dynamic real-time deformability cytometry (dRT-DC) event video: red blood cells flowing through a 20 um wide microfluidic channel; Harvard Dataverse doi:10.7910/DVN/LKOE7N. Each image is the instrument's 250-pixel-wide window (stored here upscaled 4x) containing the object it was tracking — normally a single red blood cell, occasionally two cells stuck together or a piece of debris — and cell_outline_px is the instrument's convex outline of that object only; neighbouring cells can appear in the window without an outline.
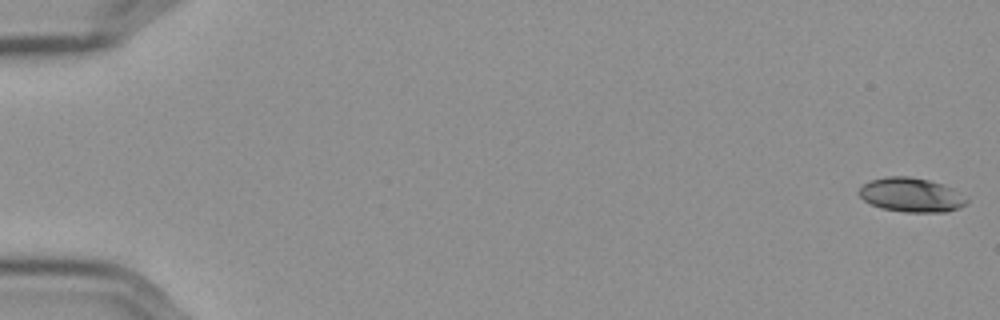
{"species": "Egyptian fruit bat (a non-hibernating species)", "species_latin": "Rousettus aegyptiacus", "temperature_condition": "cold", "stored_images_in_passage": 17, "camera_frame_rate_fps": 3000, "um_per_image_px": 0.085, "frame": {"image": 1, "passage_image": 1, "time_ms": 0.0, "image_size_px": [1000, 320], "cell_outline_px": [[968, 200], [964, 204], [956, 208], [944, 212], [908, 212], [884, 208], [872, 204], [864, 200], [860, 196], [860, 188], [868, 180], [884, 176], [908, 176], [928, 180], [944, 184], [952, 188]], "centroid_in_image_um": [77.42, 16.54], "position_along_channel_um": 7.6, "area_um2": 21.1}}
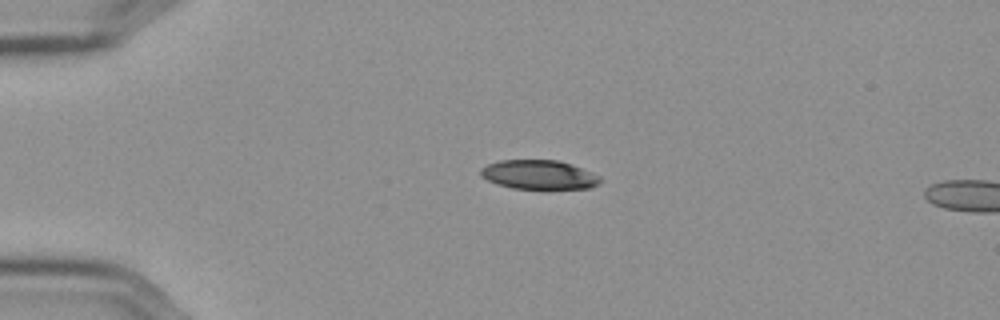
{"frame": {"image": 2, "passage_image": 14, "time_ms": 4.333, "image_size_px": [1000, 320], "cell_outline_px": [[600, 180], [596, 184], [588, 188], [512, 188], [496, 184], [480, 176], [480, 168], [488, 164], [500, 160], [556, 160], [572, 164], [600, 176]], "centroid_in_image_um": [45.75, 14.84], "position_along_channel_um": 39.2, "area_um2": 20.06}}